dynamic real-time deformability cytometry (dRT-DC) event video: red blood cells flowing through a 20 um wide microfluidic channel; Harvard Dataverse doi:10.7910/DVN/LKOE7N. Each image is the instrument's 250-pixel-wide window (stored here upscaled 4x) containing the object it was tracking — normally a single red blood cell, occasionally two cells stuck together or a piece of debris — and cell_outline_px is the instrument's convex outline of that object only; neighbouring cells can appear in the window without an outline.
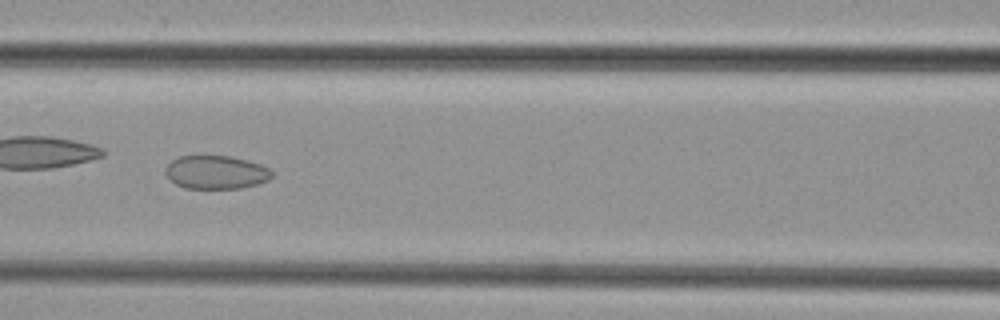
{"species": "common noctule bat (a hibernating species)", "species_latin": "Nyctalus noctula", "temperature_condition": "cold", "stored_images_in_passage": 30, "camera_frame_rate_fps": 3000, "um_per_image_px": 0.085, "animal": {"sex": "female", "body_mass_g": 29.2, "forearm_length_mm": 56.3}, "frame": {"image": 1, "passage_image": 9, "time_ms": 2.667, "image_size_px": [1000, 320], "cell_outline_px": [[272, 176], [268, 180], [256, 184], [240, 188], [184, 188], [168, 180], [164, 172], [164, 168], [172, 160], [180, 156], [232, 156], [260, 164], [268, 168], [272, 172]], "centroid_in_image_um": [18.31, 14.64], "position_along_channel_um": 148.3, "area_um2": 20.75}}
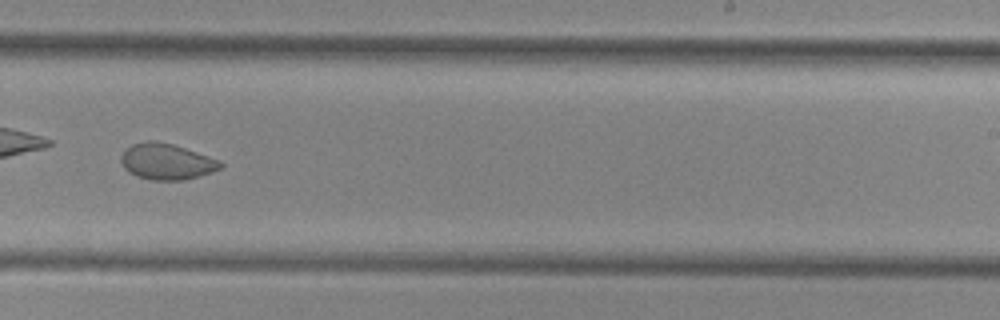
{"frame": {"image": 2, "passage_image": 18, "time_ms": 5.667, "image_size_px": [1000, 320], "cell_outline_px": [[224, 168], [200, 176], [184, 180], [152, 180], [136, 176], [128, 172], [124, 168], [120, 160], [120, 156], [132, 144], [148, 140], [152, 140], [172, 144], [220, 160], [224, 164]], "centroid_in_image_um": [14.18, 13.75], "position_along_channel_um": 274.8, "area_um2": 20.92}}